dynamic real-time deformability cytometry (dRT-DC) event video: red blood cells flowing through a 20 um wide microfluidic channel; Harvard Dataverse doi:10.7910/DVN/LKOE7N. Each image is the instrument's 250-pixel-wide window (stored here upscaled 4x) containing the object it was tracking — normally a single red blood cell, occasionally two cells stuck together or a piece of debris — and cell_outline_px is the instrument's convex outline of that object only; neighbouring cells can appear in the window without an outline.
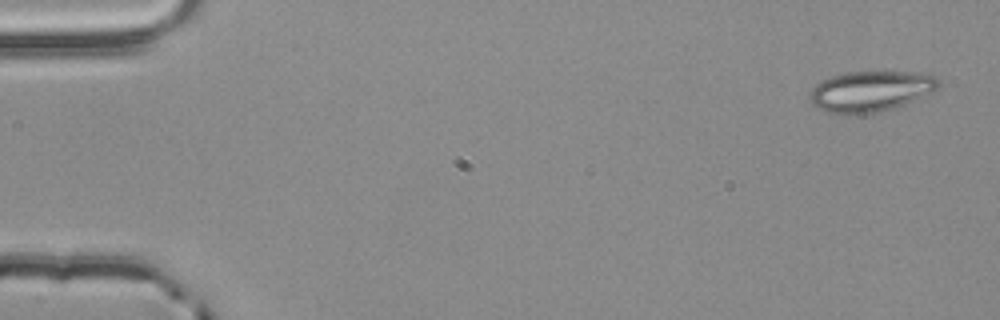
{"species": "common noctule bat (a hibernating species)", "species_latin": "Nyctalus noctula", "temperature_condition": "room temperature", "stored_images_in_passage": 4, "camera_frame_rate_fps": 3000, "um_per_image_px": 0.085, "animal": {"sex": "male", "body_mass_g": 20.4}, "frame": {"image": 1, "passage_image": 1, "time_ms": 0.0, "image_size_px": [1000, 320], "cell_outline_px": [[940, 88], [936, 92], [904, 104], [880, 112], [848, 116], [844, 116], [824, 112], [812, 104], [808, 96], [812, 88], [820, 80], [832, 76], [848, 72], [932, 72], [940, 80]], "centroid_in_image_um": [74.04, 7.77], "position_along_channel_um": 11.0, "area_um2": 31.5}}
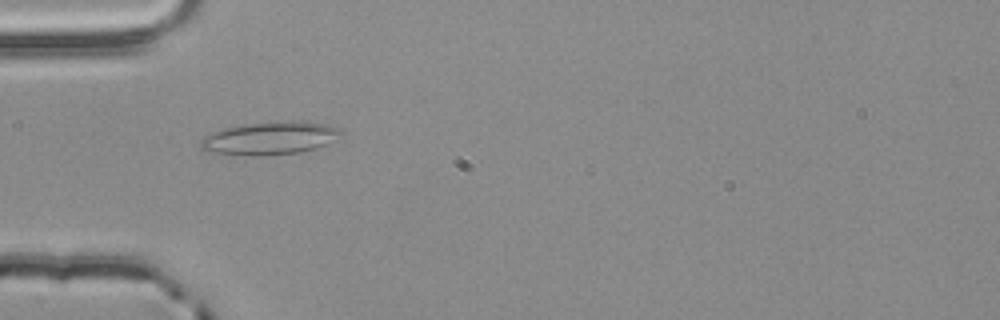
{"frame": {"image": 2, "passage_image": 4, "time_ms": 1.0, "image_size_px": [1000, 320], "cell_outline_px": [[344, 132], [324, 144], [316, 148], [296, 152], [264, 156], [252, 156], [212, 152], [200, 148], [200, 140], [204, 136], [212, 132], [224, 128], [248, 124], [292, 120], [304, 120], [328, 124], [340, 128]], "centroid_in_image_um": [22.94, 11.73], "position_along_channel_um": 62.1, "area_um2": 26.82}}